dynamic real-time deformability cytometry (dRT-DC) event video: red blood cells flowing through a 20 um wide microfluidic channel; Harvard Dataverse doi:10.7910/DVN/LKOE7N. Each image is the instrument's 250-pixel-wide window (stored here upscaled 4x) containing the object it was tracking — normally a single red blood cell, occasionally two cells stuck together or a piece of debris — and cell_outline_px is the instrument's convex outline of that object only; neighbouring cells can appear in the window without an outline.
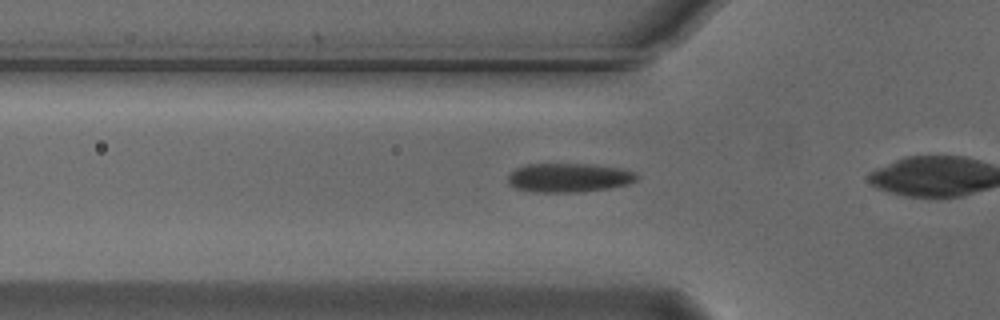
{"species": "Egyptian fruit bat (a non-hibernating species)", "species_latin": "Rousettus aegyptiacus", "temperature_condition": "cold", "stored_images_in_passage": 10, "camera_frame_rate_fps": 3000, "um_per_image_px": 0.085, "animal": {"sex": "male"}, "frame": {"image": 1, "passage_image": 5, "time_ms": 1.333, "image_size_px": [1000, 320], "cell_outline_px": [[640, 176], [636, 180], [628, 184], [608, 188], [584, 192], [532, 192], [516, 188], [508, 184], [508, 172], [516, 168], [528, 164], [592, 164], [616, 168], [632, 172]], "centroid_in_image_um": [48.3, 15.11], "position_along_channel_um": 77.5, "area_um2": 21.79}}
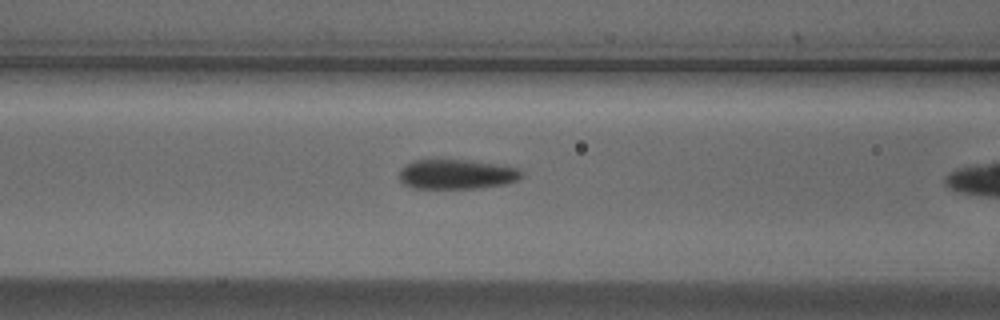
{"frame": {"image": 2, "passage_image": 9, "time_ms": 2.667, "image_size_px": [1000, 320], "cell_outline_px": [[524, 176], [516, 180], [504, 184], [476, 188], [412, 188], [404, 184], [400, 180], [400, 168], [412, 160], [468, 160], [516, 168], [524, 172]], "centroid_in_image_um": [38.78, 14.81], "position_along_channel_um": 127.8, "area_um2": 20.98}}